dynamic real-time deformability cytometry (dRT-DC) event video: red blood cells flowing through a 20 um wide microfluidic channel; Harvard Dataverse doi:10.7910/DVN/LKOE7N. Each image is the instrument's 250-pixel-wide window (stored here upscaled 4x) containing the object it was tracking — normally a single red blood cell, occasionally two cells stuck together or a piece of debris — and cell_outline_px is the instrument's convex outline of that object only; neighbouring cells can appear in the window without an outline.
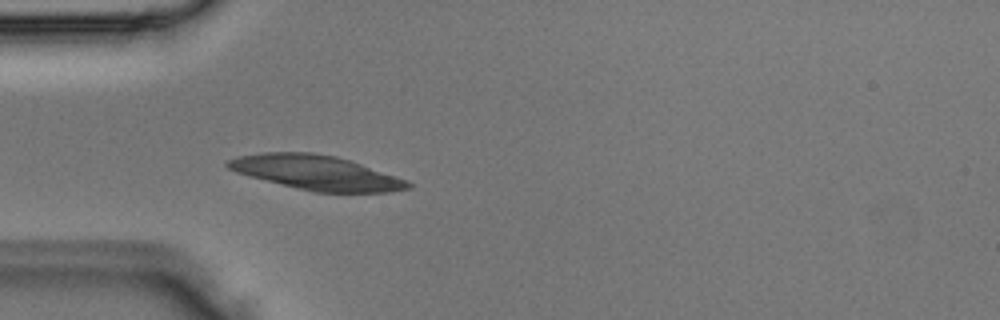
{"species": "Egyptian fruit bat (a non-hibernating species)", "species_latin": "Rousettus aegyptiacus", "temperature_condition": "room temperature", "stored_images_in_passage": 3, "camera_frame_rate_fps": 3000, "um_per_image_px": 0.085, "animal": {"sex": "male"}, "frame": {"image": 1, "passage_image": 3, "time_ms": 0.667, "image_size_px": [1000, 320], "cell_outline_px": [[412, 184], [408, 188], [388, 192], [316, 192], [236, 172], [228, 168], [224, 164], [224, 160], [240, 156], [264, 152], [312, 152], [336, 156], [408, 180]], "centroid_in_image_um": [26.88, 14.65], "position_along_channel_um": 58.1, "area_um2": 35.49}}